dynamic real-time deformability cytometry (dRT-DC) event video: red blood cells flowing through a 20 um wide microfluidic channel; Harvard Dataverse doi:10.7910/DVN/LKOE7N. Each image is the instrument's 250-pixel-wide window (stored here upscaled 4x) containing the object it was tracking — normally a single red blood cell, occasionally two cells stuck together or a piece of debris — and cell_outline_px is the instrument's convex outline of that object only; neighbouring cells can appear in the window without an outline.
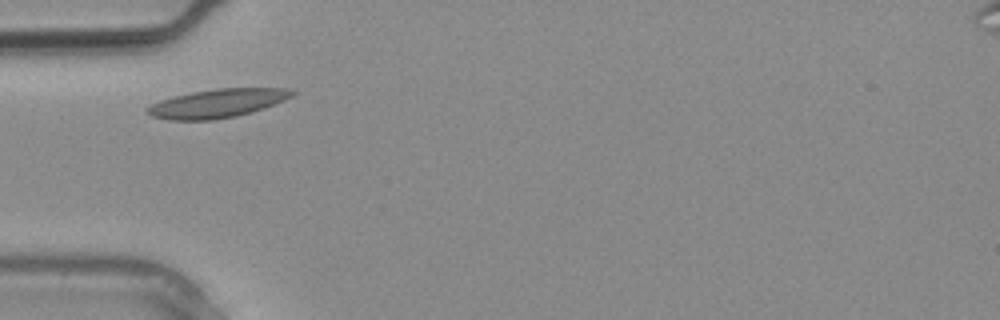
{"species": "common noctule bat (a hibernating species)", "species_latin": "Nyctalus noctula", "temperature_condition": "warm", "stored_images_in_passage": 3, "camera_frame_rate_fps": 3000, "um_per_image_px": 0.085, "animal": {"sex": "male", "body_mass_g": 20.4}, "frame": {"image": 1, "passage_image": 3, "time_ms": 0.667, "image_size_px": [1000, 320], "cell_outline_px": [[300, 92], [284, 100], [264, 108], [252, 112], [236, 116], [216, 120], [168, 120], [152, 116], [144, 112], [144, 108], [160, 100], [192, 92], [216, 88], [284, 88]], "centroid_in_image_um": [18.47, 8.79], "position_along_channel_um": 66.5, "area_um2": 24.28}}